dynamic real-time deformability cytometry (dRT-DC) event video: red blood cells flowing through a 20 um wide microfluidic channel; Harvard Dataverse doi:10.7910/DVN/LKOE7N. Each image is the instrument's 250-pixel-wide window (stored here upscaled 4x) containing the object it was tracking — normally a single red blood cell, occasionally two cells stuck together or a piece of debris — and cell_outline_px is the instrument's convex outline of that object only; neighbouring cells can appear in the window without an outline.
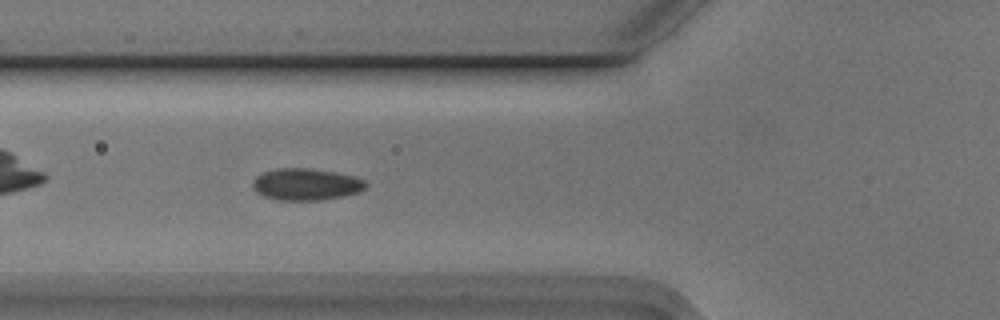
{"species": "Egyptian fruit bat (a non-hibernating species)", "species_latin": "Rousettus aegyptiacus", "temperature_condition": "cold", "stored_images_in_passage": 40, "camera_frame_rate_fps": 3000, "um_per_image_px": 0.085, "animal": {"sex": "male"}, "frame": {"image": 1, "passage_image": 5, "time_ms": 1.333, "image_size_px": [1000, 320], "cell_outline_px": [[368, 184], [360, 192], [344, 196], [320, 200], [276, 200], [264, 196], [256, 192], [252, 188], [252, 180], [256, 176], [264, 172], [276, 168], [312, 168], [336, 172], [356, 176], [364, 180]], "centroid_in_image_um": [26.01, 15.66], "position_along_channel_um": 99.8, "area_um2": 21.27}}
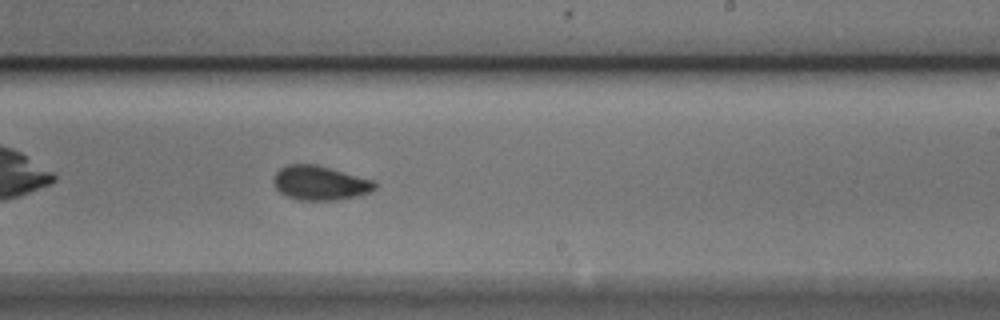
{"frame": {"image": 2, "passage_image": 18, "time_ms": 5.667, "image_size_px": [1000, 320], "cell_outline_px": [[376, 188], [372, 192], [356, 196], [336, 200], [300, 200], [288, 196], [280, 192], [276, 188], [272, 180], [276, 172], [280, 168], [288, 164], [316, 164], [376, 180]], "centroid_in_image_um": [27.23, 15.54], "position_along_channel_um": 261.8, "area_um2": 20.4}}
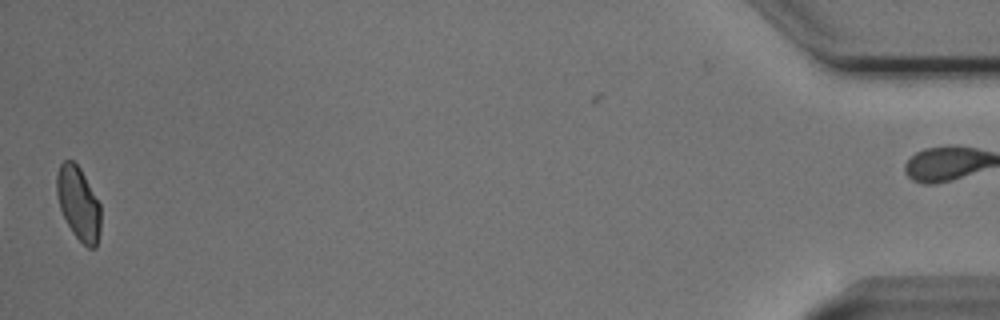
{"frame": {"image": 3, "passage_image": 39, "time_ms": 12.667, "image_size_px": [1000, 320], "cell_outline_px": [[100, 232], [96, 248], [88, 248], [72, 232], [60, 208], [56, 192], [56, 176], [60, 164], [64, 160], [72, 160], [80, 168], [100, 204]], "centroid_in_image_um": [6.67, 17.29], "position_along_channel_um": 428.5, "area_um2": 18.67}, "authors_computed_cell_mechanics": {"area_um2": 20.1144, "velocity_mm_per_s": 3.7435, "shape_relaxation_time_tau1_ms": 4.4873, "shape_relaxation_time_tau2_ms": 1.3057, "deformation_change_tau1": 0.0793, "deformation_change_tau2": 0.0477}}